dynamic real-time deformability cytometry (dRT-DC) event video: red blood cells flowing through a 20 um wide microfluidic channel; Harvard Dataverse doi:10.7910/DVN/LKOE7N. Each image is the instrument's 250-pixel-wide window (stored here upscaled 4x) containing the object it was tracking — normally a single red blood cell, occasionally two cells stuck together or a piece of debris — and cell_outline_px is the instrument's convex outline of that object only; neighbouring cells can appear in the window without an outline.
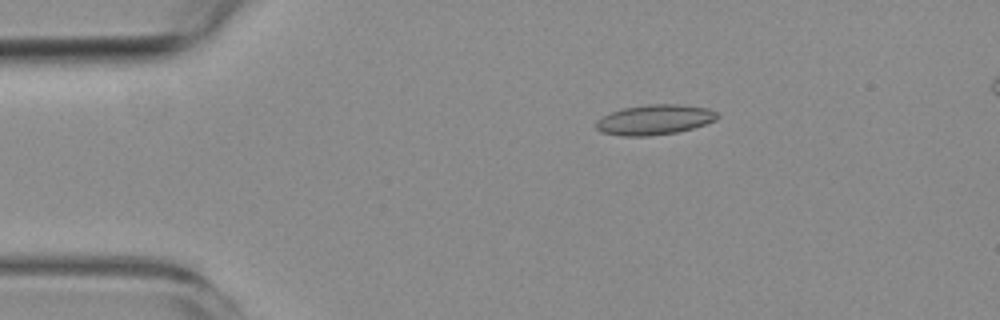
{"species": "common noctule bat (a hibernating species)", "species_latin": "Nyctalus noctula", "temperature_condition": "room temperature", "stored_images_in_passage": 6, "camera_frame_rate_fps": 3000, "um_per_image_px": 0.085, "animal": {"sex": "female", "body_mass_g": 19.3, "forearm_length_mm": 54.1}, "frame": {"image": 1, "passage_image": 3, "time_ms": 2.333, "image_size_px": [1000, 320], "cell_outline_px": [[716, 120], [692, 128], [676, 132], [648, 136], [620, 136], [600, 132], [596, 128], [596, 120], [612, 112], [624, 108], [648, 104], [680, 104], [708, 108], [716, 112]], "centroid_in_image_um": [55.61, 10.18], "position_along_channel_um": 29.4, "area_um2": 21.1}}